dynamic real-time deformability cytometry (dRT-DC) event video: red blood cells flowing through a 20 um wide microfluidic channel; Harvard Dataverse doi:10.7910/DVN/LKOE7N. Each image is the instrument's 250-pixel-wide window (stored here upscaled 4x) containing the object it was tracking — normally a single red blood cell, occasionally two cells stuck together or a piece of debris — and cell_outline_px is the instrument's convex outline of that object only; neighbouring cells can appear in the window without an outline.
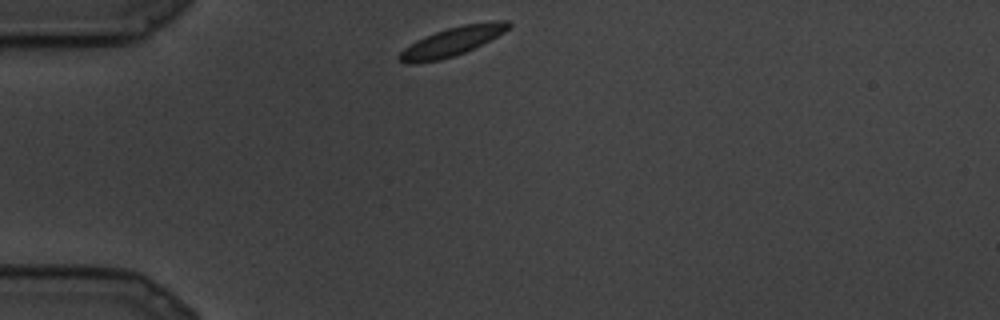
{"species": "common noctule bat (a hibernating species)", "species_latin": "Nyctalus noctula", "temperature_condition": "cold", "stored_images_in_passage": 2, "camera_frame_rate_fps": 3000, "um_per_image_px": 0.085, "animal": {"sex": "male", "body_mass_g": 19.5, "forearm_length_mm": 54.6}, "frame": {"image": 1, "passage_image": 1, "time_ms": 0.0, "image_size_px": [1000, 320], "cell_outline_px": [[512, 24], [504, 32], [464, 52], [440, 60], [416, 64], [404, 64], [396, 56], [404, 48], [416, 40], [424, 36], [448, 28], [464, 24], [496, 20], [508, 20]], "centroid_in_image_um": [38.37, 3.53], "position_along_channel_um": 46.6, "area_um2": 18.21}}